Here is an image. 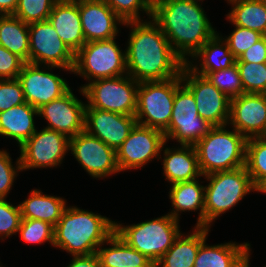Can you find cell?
<instances>
[{
  "label": "cell",
  "instance_id": "obj_1",
  "mask_svg": "<svg viewBox=\"0 0 266 267\" xmlns=\"http://www.w3.org/2000/svg\"><path fill=\"white\" fill-rule=\"evenodd\" d=\"M130 29L125 48L127 74L138 83L178 77L185 62L173 51L152 19L127 21Z\"/></svg>",
  "mask_w": 266,
  "mask_h": 267
},
{
  "label": "cell",
  "instance_id": "obj_2",
  "mask_svg": "<svg viewBox=\"0 0 266 267\" xmlns=\"http://www.w3.org/2000/svg\"><path fill=\"white\" fill-rule=\"evenodd\" d=\"M202 2L159 0L153 3L152 20L167 37L173 51L186 63L217 31Z\"/></svg>",
  "mask_w": 266,
  "mask_h": 267
},
{
  "label": "cell",
  "instance_id": "obj_3",
  "mask_svg": "<svg viewBox=\"0 0 266 267\" xmlns=\"http://www.w3.org/2000/svg\"><path fill=\"white\" fill-rule=\"evenodd\" d=\"M115 232V221L77 206H67L54 226V245L71 256L90 255Z\"/></svg>",
  "mask_w": 266,
  "mask_h": 267
},
{
  "label": "cell",
  "instance_id": "obj_4",
  "mask_svg": "<svg viewBox=\"0 0 266 267\" xmlns=\"http://www.w3.org/2000/svg\"><path fill=\"white\" fill-rule=\"evenodd\" d=\"M229 125L214 126L195 145L203 176L245 166L247 139Z\"/></svg>",
  "mask_w": 266,
  "mask_h": 267
},
{
  "label": "cell",
  "instance_id": "obj_5",
  "mask_svg": "<svg viewBox=\"0 0 266 267\" xmlns=\"http://www.w3.org/2000/svg\"><path fill=\"white\" fill-rule=\"evenodd\" d=\"M203 177L208 181L204 195V227L211 228L218 217L233 209L244 196L258 193L245 166Z\"/></svg>",
  "mask_w": 266,
  "mask_h": 267
},
{
  "label": "cell",
  "instance_id": "obj_6",
  "mask_svg": "<svg viewBox=\"0 0 266 267\" xmlns=\"http://www.w3.org/2000/svg\"><path fill=\"white\" fill-rule=\"evenodd\" d=\"M180 220L168 213L132 225L115 222V232L132 248L156 263L180 235Z\"/></svg>",
  "mask_w": 266,
  "mask_h": 267
},
{
  "label": "cell",
  "instance_id": "obj_7",
  "mask_svg": "<svg viewBox=\"0 0 266 267\" xmlns=\"http://www.w3.org/2000/svg\"><path fill=\"white\" fill-rule=\"evenodd\" d=\"M116 38L87 42L75 53L72 73L87 81L81 89L97 79L127 74L125 50Z\"/></svg>",
  "mask_w": 266,
  "mask_h": 267
},
{
  "label": "cell",
  "instance_id": "obj_8",
  "mask_svg": "<svg viewBox=\"0 0 266 267\" xmlns=\"http://www.w3.org/2000/svg\"><path fill=\"white\" fill-rule=\"evenodd\" d=\"M181 75L165 81L141 82L137 89V124L165 131L169 127Z\"/></svg>",
  "mask_w": 266,
  "mask_h": 267
},
{
  "label": "cell",
  "instance_id": "obj_9",
  "mask_svg": "<svg viewBox=\"0 0 266 267\" xmlns=\"http://www.w3.org/2000/svg\"><path fill=\"white\" fill-rule=\"evenodd\" d=\"M139 83L128 74L97 79L79 93L85 97L86 107L135 116Z\"/></svg>",
  "mask_w": 266,
  "mask_h": 267
},
{
  "label": "cell",
  "instance_id": "obj_10",
  "mask_svg": "<svg viewBox=\"0 0 266 267\" xmlns=\"http://www.w3.org/2000/svg\"><path fill=\"white\" fill-rule=\"evenodd\" d=\"M212 127L199 116L193 94L181 84L175 92L169 127L164 131L166 142L170 139L179 145H195Z\"/></svg>",
  "mask_w": 266,
  "mask_h": 267
},
{
  "label": "cell",
  "instance_id": "obj_11",
  "mask_svg": "<svg viewBox=\"0 0 266 267\" xmlns=\"http://www.w3.org/2000/svg\"><path fill=\"white\" fill-rule=\"evenodd\" d=\"M22 171L57 168L69 152V138L60 132L42 128L19 147Z\"/></svg>",
  "mask_w": 266,
  "mask_h": 267
},
{
  "label": "cell",
  "instance_id": "obj_12",
  "mask_svg": "<svg viewBox=\"0 0 266 267\" xmlns=\"http://www.w3.org/2000/svg\"><path fill=\"white\" fill-rule=\"evenodd\" d=\"M72 74V69L37 65L26 62L18 75L25 101L36 109L64 95L71 87L65 78L53 73V69Z\"/></svg>",
  "mask_w": 266,
  "mask_h": 267
},
{
  "label": "cell",
  "instance_id": "obj_13",
  "mask_svg": "<svg viewBox=\"0 0 266 267\" xmlns=\"http://www.w3.org/2000/svg\"><path fill=\"white\" fill-rule=\"evenodd\" d=\"M165 143L167 142L163 131L136 124L116 150L120 172L142 169L153 159L159 160Z\"/></svg>",
  "mask_w": 266,
  "mask_h": 267
},
{
  "label": "cell",
  "instance_id": "obj_14",
  "mask_svg": "<svg viewBox=\"0 0 266 267\" xmlns=\"http://www.w3.org/2000/svg\"><path fill=\"white\" fill-rule=\"evenodd\" d=\"M180 75L182 84L193 94L199 116L213 127L227 125L230 98L217 89L205 76L193 72L186 64Z\"/></svg>",
  "mask_w": 266,
  "mask_h": 267
},
{
  "label": "cell",
  "instance_id": "obj_15",
  "mask_svg": "<svg viewBox=\"0 0 266 267\" xmlns=\"http://www.w3.org/2000/svg\"><path fill=\"white\" fill-rule=\"evenodd\" d=\"M93 179L100 180L121 173L116 150L85 130L69 138V152Z\"/></svg>",
  "mask_w": 266,
  "mask_h": 267
},
{
  "label": "cell",
  "instance_id": "obj_16",
  "mask_svg": "<svg viewBox=\"0 0 266 267\" xmlns=\"http://www.w3.org/2000/svg\"><path fill=\"white\" fill-rule=\"evenodd\" d=\"M74 55L48 20L29 24V63L73 69Z\"/></svg>",
  "mask_w": 266,
  "mask_h": 267
},
{
  "label": "cell",
  "instance_id": "obj_17",
  "mask_svg": "<svg viewBox=\"0 0 266 267\" xmlns=\"http://www.w3.org/2000/svg\"><path fill=\"white\" fill-rule=\"evenodd\" d=\"M86 101L79 100L70 88L61 97L38 109V117L45 119L44 128L65 134L68 138L84 131Z\"/></svg>",
  "mask_w": 266,
  "mask_h": 267
},
{
  "label": "cell",
  "instance_id": "obj_18",
  "mask_svg": "<svg viewBox=\"0 0 266 267\" xmlns=\"http://www.w3.org/2000/svg\"><path fill=\"white\" fill-rule=\"evenodd\" d=\"M228 125L246 139L260 137L266 129V94L244 93L230 99Z\"/></svg>",
  "mask_w": 266,
  "mask_h": 267
},
{
  "label": "cell",
  "instance_id": "obj_19",
  "mask_svg": "<svg viewBox=\"0 0 266 267\" xmlns=\"http://www.w3.org/2000/svg\"><path fill=\"white\" fill-rule=\"evenodd\" d=\"M137 124L135 116L85 107L84 130L117 150Z\"/></svg>",
  "mask_w": 266,
  "mask_h": 267
},
{
  "label": "cell",
  "instance_id": "obj_20",
  "mask_svg": "<svg viewBox=\"0 0 266 267\" xmlns=\"http://www.w3.org/2000/svg\"><path fill=\"white\" fill-rule=\"evenodd\" d=\"M79 13L86 43L117 37L125 24L103 0H79Z\"/></svg>",
  "mask_w": 266,
  "mask_h": 267
},
{
  "label": "cell",
  "instance_id": "obj_21",
  "mask_svg": "<svg viewBox=\"0 0 266 267\" xmlns=\"http://www.w3.org/2000/svg\"><path fill=\"white\" fill-rule=\"evenodd\" d=\"M176 145L166 147L165 143L161 149L163 155L160 154L159 160H162L165 181L172 185L203 177L194 145Z\"/></svg>",
  "mask_w": 266,
  "mask_h": 267
},
{
  "label": "cell",
  "instance_id": "obj_22",
  "mask_svg": "<svg viewBox=\"0 0 266 267\" xmlns=\"http://www.w3.org/2000/svg\"><path fill=\"white\" fill-rule=\"evenodd\" d=\"M47 20L74 54L86 43L79 13V0H58Z\"/></svg>",
  "mask_w": 266,
  "mask_h": 267
},
{
  "label": "cell",
  "instance_id": "obj_23",
  "mask_svg": "<svg viewBox=\"0 0 266 267\" xmlns=\"http://www.w3.org/2000/svg\"><path fill=\"white\" fill-rule=\"evenodd\" d=\"M237 58L217 32L185 63L193 72L206 76L208 73L236 64ZM200 66V67H199Z\"/></svg>",
  "mask_w": 266,
  "mask_h": 267
},
{
  "label": "cell",
  "instance_id": "obj_24",
  "mask_svg": "<svg viewBox=\"0 0 266 267\" xmlns=\"http://www.w3.org/2000/svg\"><path fill=\"white\" fill-rule=\"evenodd\" d=\"M209 227L194 226L190 233H180L173 245L156 262V267H193L199 247L208 237Z\"/></svg>",
  "mask_w": 266,
  "mask_h": 267
},
{
  "label": "cell",
  "instance_id": "obj_25",
  "mask_svg": "<svg viewBox=\"0 0 266 267\" xmlns=\"http://www.w3.org/2000/svg\"><path fill=\"white\" fill-rule=\"evenodd\" d=\"M199 179L170 185L168 196L172 202V210L168 214L174 219L179 220L182 212H197L198 210V218L195 226L204 227L205 185H202L201 183L203 182H200Z\"/></svg>",
  "mask_w": 266,
  "mask_h": 267
},
{
  "label": "cell",
  "instance_id": "obj_26",
  "mask_svg": "<svg viewBox=\"0 0 266 267\" xmlns=\"http://www.w3.org/2000/svg\"><path fill=\"white\" fill-rule=\"evenodd\" d=\"M206 238L199 247L193 267H244L249 242L233 241L208 245Z\"/></svg>",
  "mask_w": 266,
  "mask_h": 267
},
{
  "label": "cell",
  "instance_id": "obj_27",
  "mask_svg": "<svg viewBox=\"0 0 266 267\" xmlns=\"http://www.w3.org/2000/svg\"><path fill=\"white\" fill-rule=\"evenodd\" d=\"M96 254L101 267H156V263L129 246L116 232L98 247Z\"/></svg>",
  "mask_w": 266,
  "mask_h": 267
},
{
  "label": "cell",
  "instance_id": "obj_28",
  "mask_svg": "<svg viewBox=\"0 0 266 267\" xmlns=\"http://www.w3.org/2000/svg\"><path fill=\"white\" fill-rule=\"evenodd\" d=\"M36 117L38 109L27 102L0 112V136L15 140L20 147L37 130Z\"/></svg>",
  "mask_w": 266,
  "mask_h": 267
},
{
  "label": "cell",
  "instance_id": "obj_29",
  "mask_svg": "<svg viewBox=\"0 0 266 267\" xmlns=\"http://www.w3.org/2000/svg\"><path fill=\"white\" fill-rule=\"evenodd\" d=\"M64 197L44 194L40 189H32L28 198L19 202L22 218L36 219L55 226L67 207Z\"/></svg>",
  "mask_w": 266,
  "mask_h": 267
},
{
  "label": "cell",
  "instance_id": "obj_30",
  "mask_svg": "<svg viewBox=\"0 0 266 267\" xmlns=\"http://www.w3.org/2000/svg\"><path fill=\"white\" fill-rule=\"evenodd\" d=\"M226 14L230 24L260 32L266 36V6L260 0H236Z\"/></svg>",
  "mask_w": 266,
  "mask_h": 267
},
{
  "label": "cell",
  "instance_id": "obj_31",
  "mask_svg": "<svg viewBox=\"0 0 266 267\" xmlns=\"http://www.w3.org/2000/svg\"><path fill=\"white\" fill-rule=\"evenodd\" d=\"M0 45L29 62V25L14 15H0Z\"/></svg>",
  "mask_w": 266,
  "mask_h": 267
},
{
  "label": "cell",
  "instance_id": "obj_32",
  "mask_svg": "<svg viewBox=\"0 0 266 267\" xmlns=\"http://www.w3.org/2000/svg\"><path fill=\"white\" fill-rule=\"evenodd\" d=\"M245 167L253 185L259 189L266 182V141L261 137L247 139Z\"/></svg>",
  "mask_w": 266,
  "mask_h": 267
},
{
  "label": "cell",
  "instance_id": "obj_33",
  "mask_svg": "<svg viewBox=\"0 0 266 267\" xmlns=\"http://www.w3.org/2000/svg\"><path fill=\"white\" fill-rule=\"evenodd\" d=\"M244 93L266 94V63L236 62Z\"/></svg>",
  "mask_w": 266,
  "mask_h": 267
},
{
  "label": "cell",
  "instance_id": "obj_34",
  "mask_svg": "<svg viewBox=\"0 0 266 267\" xmlns=\"http://www.w3.org/2000/svg\"><path fill=\"white\" fill-rule=\"evenodd\" d=\"M205 77L230 99L244 94L236 64L225 69L208 73Z\"/></svg>",
  "mask_w": 266,
  "mask_h": 267
},
{
  "label": "cell",
  "instance_id": "obj_35",
  "mask_svg": "<svg viewBox=\"0 0 266 267\" xmlns=\"http://www.w3.org/2000/svg\"><path fill=\"white\" fill-rule=\"evenodd\" d=\"M21 240L28 244H44L49 242L54 245V226L48 222L22 218L18 229Z\"/></svg>",
  "mask_w": 266,
  "mask_h": 267
},
{
  "label": "cell",
  "instance_id": "obj_36",
  "mask_svg": "<svg viewBox=\"0 0 266 267\" xmlns=\"http://www.w3.org/2000/svg\"><path fill=\"white\" fill-rule=\"evenodd\" d=\"M124 21H143L141 13L152 18L151 0H103ZM142 11V12H141Z\"/></svg>",
  "mask_w": 266,
  "mask_h": 267
},
{
  "label": "cell",
  "instance_id": "obj_37",
  "mask_svg": "<svg viewBox=\"0 0 266 267\" xmlns=\"http://www.w3.org/2000/svg\"><path fill=\"white\" fill-rule=\"evenodd\" d=\"M58 0H18L14 16L26 24L46 21Z\"/></svg>",
  "mask_w": 266,
  "mask_h": 267
},
{
  "label": "cell",
  "instance_id": "obj_38",
  "mask_svg": "<svg viewBox=\"0 0 266 267\" xmlns=\"http://www.w3.org/2000/svg\"><path fill=\"white\" fill-rule=\"evenodd\" d=\"M22 221L19 204L13 205L7 198H0V240L16 235Z\"/></svg>",
  "mask_w": 266,
  "mask_h": 267
},
{
  "label": "cell",
  "instance_id": "obj_39",
  "mask_svg": "<svg viewBox=\"0 0 266 267\" xmlns=\"http://www.w3.org/2000/svg\"><path fill=\"white\" fill-rule=\"evenodd\" d=\"M234 30L229 36H222L232 54L238 59L240 55L255 44L264 35L248 28L233 25Z\"/></svg>",
  "mask_w": 266,
  "mask_h": 267
},
{
  "label": "cell",
  "instance_id": "obj_40",
  "mask_svg": "<svg viewBox=\"0 0 266 267\" xmlns=\"http://www.w3.org/2000/svg\"><path fill=\"white\" fill-rule=\"evenodd\" d=\"M7 150L0 149V198H7L12 190L14 180H16L19 172H22L20 157L14 164Z\"/></svg>",
  "mask_w": 266,
  "mask_h": 267
},
{
  "label": "cell",
  "instance_id": "obj_41",
  "mask_svg": "<svg viewBox=\"0 0 266 267\" xmlns=\"http://www.w3.org/2000/svg\"><path fill=\"white\" fill-rule=\"evenodd\" d=\"M25 102L23 89L17 78L0 80V112Z\"/></svg>",
  "mask_w": 266,
  "mask_h": 267
},
{
  "label": "cell",
  "instance_id": "obj_42",
  "mask_svg": "<svg viewBox=\"0 0 266 267\" xmlns=\"http://www.w3.org/2000/svg\"><path fill=\"white\" fill-rule=\"evenodd\" d=\"M26 62L0 45V80L16 79Z\"/></svg>",
  "mask_w": 266,
  "mask_h": 267
},
{
  "label": "cell",
  "instance_id": "obj_43",
  "mask_svg": "<svg viewBox=\"0 0 266 267\" xmlns=\"http://www.w3.org/2000/svg\"><path fill=\"white\" fill-rule=\"evenodd\" d=\"M236 62L266 63V36L243 52Z\"/></svg>",
  "mask_w": 266,
  "mask_h": 267
},
{
  "label": "cell",
  "instance_id": "obj_44",
  "mask_svg": "<svg viewBox=\"0 0 266 267\" xmlns=\"http://www.w3.org/2000/svg\"><path fill=\"white\" fill-rule=\"evenodd\" d=\"M66 267H101L98 255H80L72 256L71 261Z\"/></svg>",
  "mask_w": 266,
  "mask_h": 267
},
{
  "label": "cell",
  "instance_id": "obj_45",
  "mask_svg": "<svg viewBox=\"0 0 266 267\" xmlns=\"http://www.w3.org/2000/svg\"><path fill=\"white\" fill-rule=\"evenodd\" d=\"M17 5L18 0H0V15H13Z\"/></svg>",
  "mask_w": 266,
  "mask_h": 267
},
{
  "label": "cell",
  "instance_id": "obj_46",
  "mask_svg": "<svg viewBox=\"0 0 266 267\" xmlns=\"http://www.w3.org/2000/svg\"><path fill=\"white\" fill-rule=\"evenodd\" d=\"M251 246L249 247V249L247 250L246 252V255H245V260H244V267H250V255H251ZM266 267V265L264 266Z\"/></svg>",
  "mask_w": 266,
  "mask_h": 267
},
{
  "label": "cell",
  "instance_id": "obj_47",
  "mask_svg": "<svg viewBox=\"0 0 266 267\" xmlns=\"http://www.w3.org/2000/svg\"><path fill=\"white\" fill-rule=\"evenodd\" d=\"M258 192L266 195V182L258 189Z\"/></svg>",
  "mask_w": 266,
  "mask_h": 267
},
{
  "label": "cell",
  "instance_id": "obj_48",
  "mask_svg": "<svg viewBox=\"0 0 266 267\" xmlns=\"http://www.w3.org/2000/svg\"><path fill=\"white\" fill-rule=\"evenodd\" d=\"M260 137H261L263 140L266 141V129H265L264 133H263Z\"/></svg>",
  "mask_w": 266,
  "mask_h": 267
},
{
  "label": "cell",
  "instance_id": "obj_49",
  "mask_svg": "<svg viewBox=\"0 0 266 267\" xmlns=\"http://www.w3.org/2000/svg\"><path fill=\"white\" fill-rule=\"evenodd\" d=\"M233 1H236V0H226L227 4H228V3H231V2H233Z\"/></svg>",
  "mask_w": 266,
  "mask_h": 267
},
{
  "label": "cell",
  "instance_id": "obj_50",
  "mask_svg": "<svg viewBox=\"0 0 266 267\" xmlns=\"http://www.w3.org/2000/svg\"><path fill=\"white\" fill-rule=\"evenodd\" d=\"M266 6V0H260Z\"/></svg>",
  "mask_w": 266,
  "mask_h": 267
},
{
  "label": "cell",
  "instance_id": "obj_51",
  "mask_svg": "<svg viewBox=\"0 0 266 267\" xmlns=\"http://www.w3.org/2000/svg\"><path fill=\"white\" fill-rule=\"evenodd\" d=\"M157 1H159V0H151V3L153 4V3L157 2Z\"/></svg>",
  "mask_w": 266,
  "mask_h": 267
},
{
  "label": "cell",
  "instance_id": "obj_52",
  "mask_svg": "<svg viewBox=\"0 0 266 267\" xmlns=\"http://www.w3.org/2000/svg\"><path fill=\"white\" fill-rule=\"evenodd\" d=\"M193 1H197V2H200L201 3V1L203 2L204 0H193Z\"/></svg>",
  "mask_w": 266,
  "mask_h": 267
}]
</instances>
